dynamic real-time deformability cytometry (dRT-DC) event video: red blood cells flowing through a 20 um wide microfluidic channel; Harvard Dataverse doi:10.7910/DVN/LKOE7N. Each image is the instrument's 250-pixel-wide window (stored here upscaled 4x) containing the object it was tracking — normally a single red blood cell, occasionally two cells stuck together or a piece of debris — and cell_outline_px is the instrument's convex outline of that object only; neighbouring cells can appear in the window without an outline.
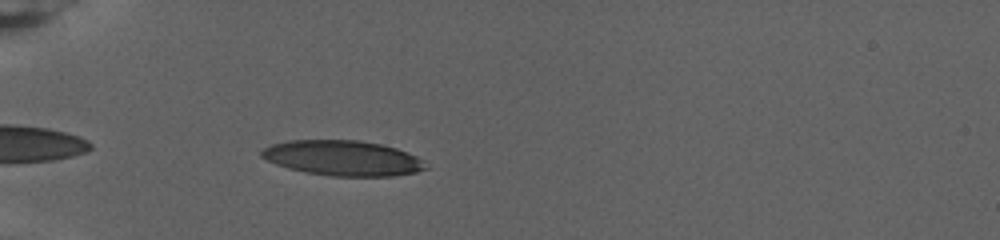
{"species": "human", "species_latin": "Homo sapiens", "temperature_condition": "warm", "stored_images_in_passage": 54, "camera_frame_rate_fps": 3000, "um_per_image_px": 0.085, "donor": {"sex": "female"}, "frame": {"image": 1, "passage_image": 4, "time_ms": 1.0, "image_size_px": [1000, 240], "cell_outline_px": [[428, 168], [416, 172], [392, 176], [332, 176], [308, 172], [288, 168], [276, 164], [260, 156], [260, 152], [264, 148], [272, 144], [288, 140], [360, 140], [380, 144], [396, 148], [416, 156], [424, 160]], "centroid_in_image_um": [29.15, 13.43], "position_along_channel_um": 55.9, "area_um2": 33.58}}
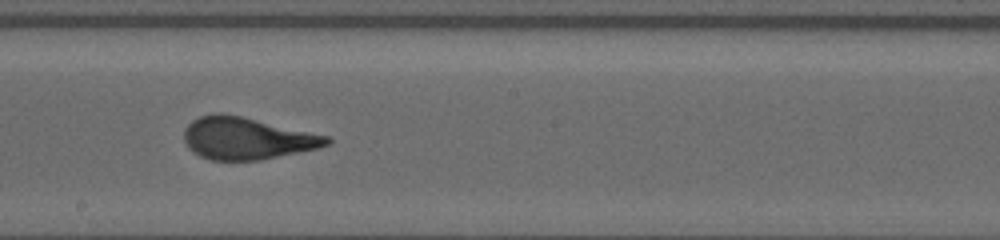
{"frame": {"image": 2, "passage_image": 26, "time_ms": 8.333, "image_size_px": [1000, 240], "cell_outline_px": [[332, 140], [328, 144], [320, 148], [260, 160], [212, 160], [200, 156], [192, 152], [188, 148], [184, 140], [184, 128], [192, 120], [200, 116], [212, 112], [220, 112], [240, 116], [328, 136]], "centroid_in_image_um": [20.94, 11.76], "position_along_channel_um": 227.3, "area_um2": 34.97}}
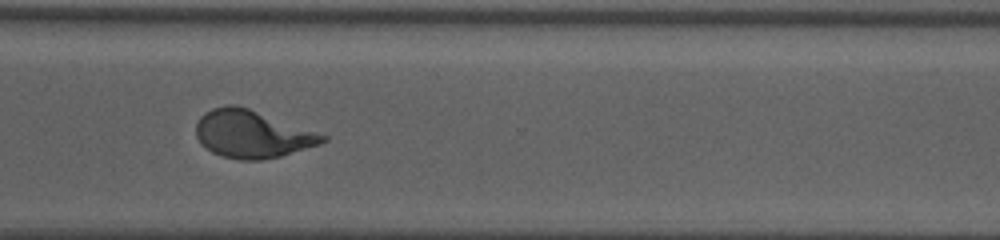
{"frame": {"image": 3, "passage_image": 40, "time_ms": 13.0, "image_size_px": [1000, 240], "cell_outline_px": [[328, 140], [320, 144], [280, 156], [260, 160], [240, 160], [220, 156], [212, 152], [200, 144], [196, 136], [196, 124], [200, 116], [204, 112], [212, 108], [228, 104], [236, 104], [248, 108], [328, 136]], "centroid_in_image_um": [21.38, 11.4], "position_along_channel_um": 349.2, "area_um2": 35.03}, "authors_computed_cell_mechanics": {"area_um2": 34.6511, "velocity_mm_per_s": 2.6175, "shape_relaxation_time_tau1_ms": 7.708, "shape_relaxation_time_tau2_ms": null, "deformation_change_tau1": 0.2776, "deformation_change_tau2": null}}